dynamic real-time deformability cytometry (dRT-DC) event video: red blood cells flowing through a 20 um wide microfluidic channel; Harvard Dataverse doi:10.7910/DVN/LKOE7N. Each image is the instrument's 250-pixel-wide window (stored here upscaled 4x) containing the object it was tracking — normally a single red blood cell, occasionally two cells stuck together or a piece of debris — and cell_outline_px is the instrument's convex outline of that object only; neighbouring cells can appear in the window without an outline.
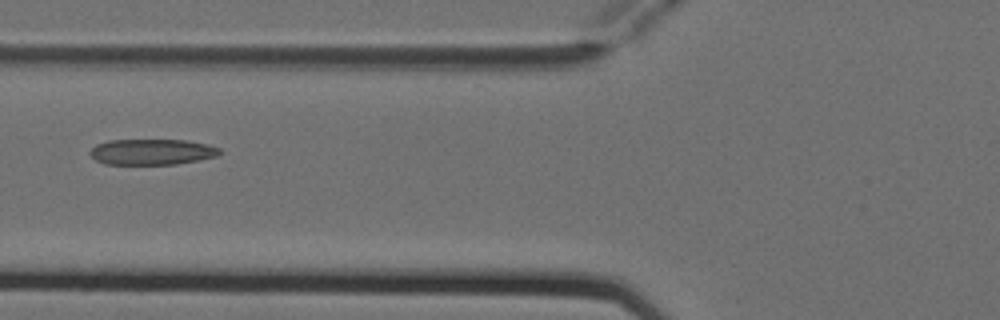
{"species": "Egyptian fruit bat (a non-hibernating species)", "species_latin": "Rousettus aegyptiacus", "temperature_condition": "cold", "stored_images_in_passage": 6, "camera_frame_rate_fps": 3000, "um_per_image_px": 0.085, "animal": {"sex": "female"}, "frame": {"image": 1, "passage_image": 6, "time_ms": 1.667, "image_size_px": [1000, 320], "cell_outline_px": [[224, 152], [216, 156], [176, 164], [104, 164], [96, 160], [88, 152], [96, 144], [108, 140], [184, 140], [208, 144], [220, 148]], "centroid_in_image_um": [12.91, 12.9], "position_along_channel_um": 112.9, "area_um2": 19.48}}